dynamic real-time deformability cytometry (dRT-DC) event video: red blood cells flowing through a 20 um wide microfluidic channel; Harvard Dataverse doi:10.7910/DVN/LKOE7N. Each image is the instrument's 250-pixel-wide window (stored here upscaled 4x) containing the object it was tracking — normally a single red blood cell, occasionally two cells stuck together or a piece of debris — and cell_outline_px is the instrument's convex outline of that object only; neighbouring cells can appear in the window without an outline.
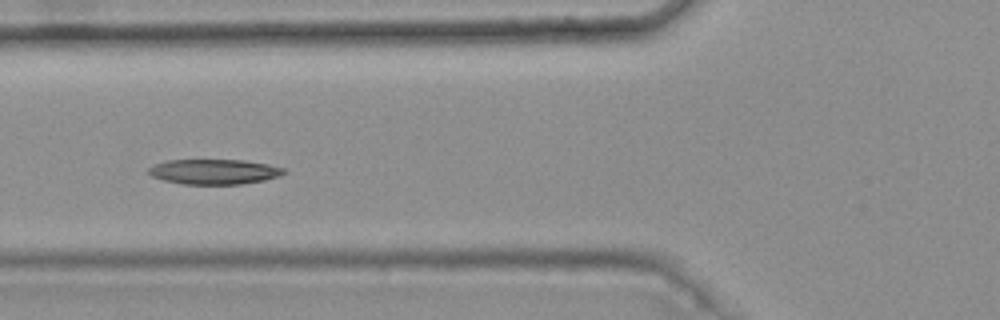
{"species": "common noctule bat (a hibernating species)", "species_latin": "Nyctalus noctula", "temperature_condition": "warm", "stored_images_in_passage": 5, "camera_frame_rate_fps": 3000, "um_per_image_px": 0.085, "animal": {"sex": "female", "body_mass_g": 25.1}, "frame": {"image": 1, "passage_image": 4, "time_ms": 1.0, "image_size_px": [1000, 320], "cell_outline_px": [[288, 172], [280, 176], [264, 180], [240, 184], [180, 184], [164, 180], [152, 176], [148, 172], [148, 168], [156, 164], [168, 160], [244, 160], [268, 164], [284, 168]], "centroid_in_image_um": [18.23, 14.59], "position_along_channel_um": 107.6, "area_um2": 19.77}}
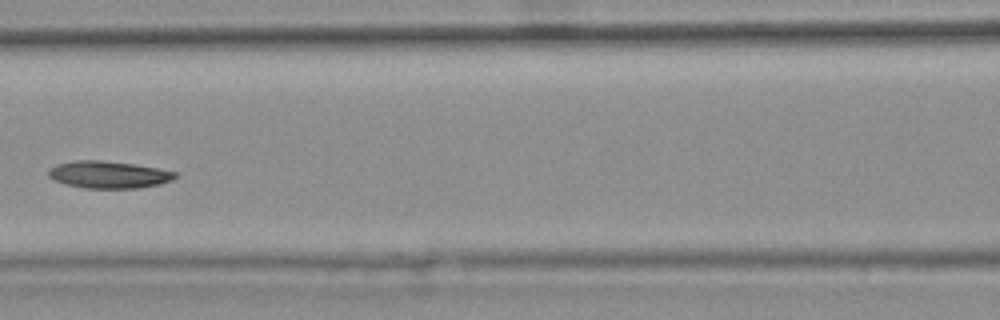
{"frame": {"image": 2, "passage_image": 5, "time_ms": 1.333, "image_size_px": [1000, 320], "cell_outline_px": [[176, 176], [172, 180], [160, 184], [140, 188], [84, 188], [64, 184], [48, 176], [48, 168], [56, 164], [72, 160], [104, 160], [136, 164], [176, 172]], "centroid_in_image_um": [9.2, 14.83], "position_along_channel_um": 157.4, "area_um2": 20.23}}